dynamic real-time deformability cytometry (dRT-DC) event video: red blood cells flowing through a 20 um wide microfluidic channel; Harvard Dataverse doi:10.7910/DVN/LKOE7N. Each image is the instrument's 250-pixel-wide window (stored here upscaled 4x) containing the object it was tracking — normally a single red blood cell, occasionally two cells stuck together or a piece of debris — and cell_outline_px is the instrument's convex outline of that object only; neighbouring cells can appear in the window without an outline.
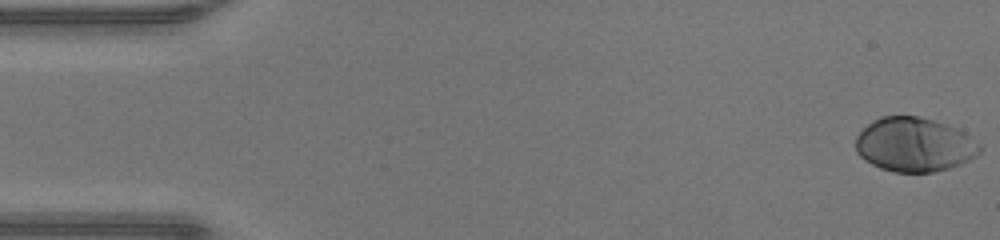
{"species": "human", "species_latin": "Homo sapiens", "temperature_condition": "warm", "stored_images_in_passage": 47, "camera_frame_rate_fps": 3000, "um_per_image_px": 0.085, "donor": {"sex": "male"}, "frame": {"image": 1, "passage_image": 1, "time_ms": 0.0, "image_size_px": [1000, 240], "cell_outline_px": [[984, 148], [976, 156], [960, 164], [948, 168], [932, 172], [896, 172], [880, 168], [864, 160], [856, 152], [856, 136], [872, 120], [880, 116], [920, 116], [948, 124], [964, 132], [980, 144]], "centroid_in_image_um": [77.72, 12.28], "position_along_channel_um": 7.3, "area_um2": 39.3}}
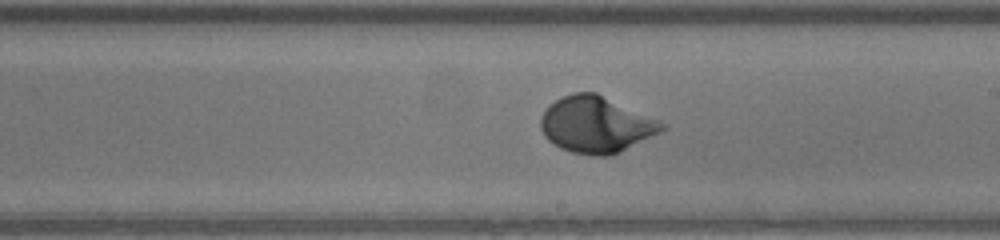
{"frame": {"image": 2, "passage_image": 27, "time_ms": 8.667, "image_size_px": [1000, 240], "cell_outline_px": [[668, 128], [620, 152], [608, 156], [592, 156], [572, 152], [560, 148], [548, 140], [544, 136], [540, 128], [540, 116], [548, 104], [572, 92], [596, 92], [660, 120], [668, 124]], "centroid_in_image_um": [50.66, 10.59], "position_along_channel_um": 238.3, "area_um2": 40.11}}
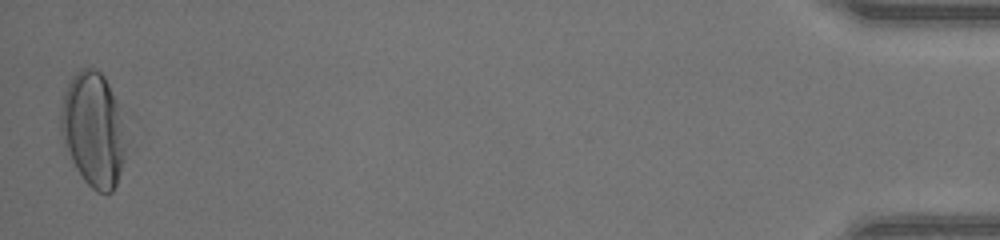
{"frame": {"image": 3, "passage_image": 47, "time_ms": 15.333, "image_size_px": [1000, 240], "cell_outline_px": [[132, 136], [116, 184], [112, 192], [96, 192], [84, 180], [76, 168], [72, 160], [64, 140], [60, 128], [60, 108], [64, 92], [72, 76], [80, 68], [88, 64], [96, 68], [104, 76], [116, 100]], "centroid_in_image_um": [8.0, 10.97], "position_along_channel_um": 427.2, "area_um2": 44.62}, "authors_computed_cell_mechanics": {"area_um2": 38.148, "velocity_mm_per_s": 4.3427, "shape_relaxation_time_tau1_ms": 2.8333, "shape_relaxation_time_tau2_ms": null, "deformation_change_tau1": 0.1839, "deformation_change_tau2": null}}